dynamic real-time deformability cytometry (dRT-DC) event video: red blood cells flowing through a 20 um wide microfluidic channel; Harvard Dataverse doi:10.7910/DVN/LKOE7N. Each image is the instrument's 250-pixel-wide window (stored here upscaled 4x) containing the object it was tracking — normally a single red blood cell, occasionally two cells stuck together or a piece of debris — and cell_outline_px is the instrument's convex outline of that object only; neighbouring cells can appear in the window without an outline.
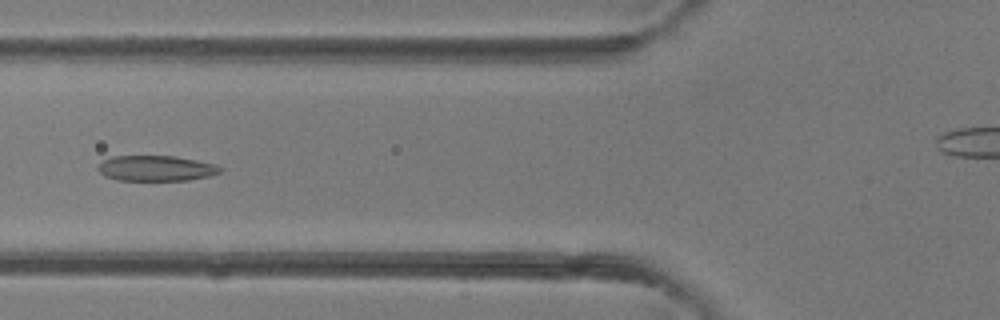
{"species": "common noctule bat (a hibernating species)", "species_latin": "Nyctalus noctula", "temperature_condition": "room temperature", "stored_images_in_passage": 32, "camera_frame_rate_fps": 3000, "um_per_image_px": 0.085, "animal": {"sex": "female"}, "frame": {"image": 1, "passage_image": 6, "time_ms": 1.667, "image_size_px": [1000, 320], "cell_outline_px": [[224, 168], [220, 172], [208, 176], [188, 180], [116, 180], [104, 176], [96, 168], [96, 164], [112, 156], [176, 156], [216, 164]], "centroid_in_image_um": [13.24, 14.3], "position_along_channel_um": 112.6, "area_um2": 18.26}}
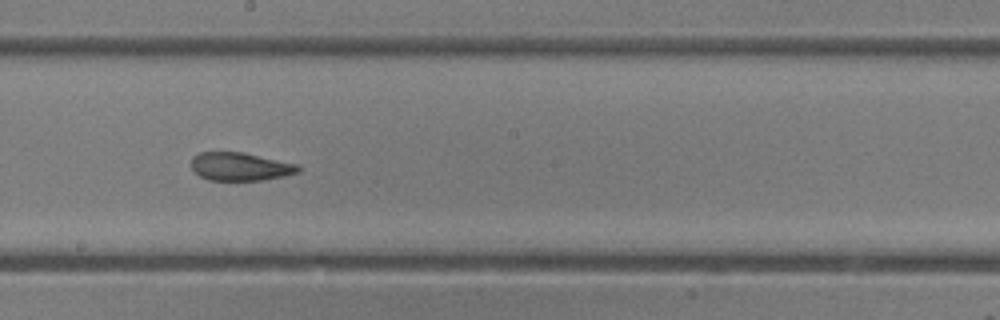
{"frame": {"image": 2, "passage_image": 13, "time_ms": 4.0, "image_size_px": [1000, 320], "cell_outline_px": [[300, 172], [284, 176], [264, 180], [208, 180], [200, 176], [192, 168], [192, 156], [200, 152], [244, 152], [300, 164]], "centroid_in_image_um": [20.46, 14.15], "position_along_channel_um": 227.7, "area_um2": 17.74}}
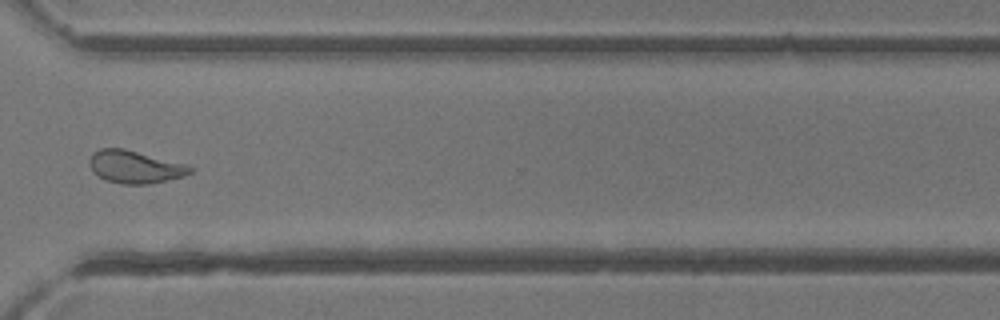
{"frame": {"image": 3, "passage_image": 21, "time_ms": 6.667, "image_size_px": [1000, 320], "cell_outline_px": [[192, 172], [184, 176], [148, 184], [120, 184], [104, 180], [92, 172], [88, 164], [88, 160], [92, 152], [100, 148], [124, 148], [184, 164], [192, 168]], "centroid_in_image_um": [11.38, 14.19], "position_along_channel_um": 359.2, "area_um2": 19.19}}